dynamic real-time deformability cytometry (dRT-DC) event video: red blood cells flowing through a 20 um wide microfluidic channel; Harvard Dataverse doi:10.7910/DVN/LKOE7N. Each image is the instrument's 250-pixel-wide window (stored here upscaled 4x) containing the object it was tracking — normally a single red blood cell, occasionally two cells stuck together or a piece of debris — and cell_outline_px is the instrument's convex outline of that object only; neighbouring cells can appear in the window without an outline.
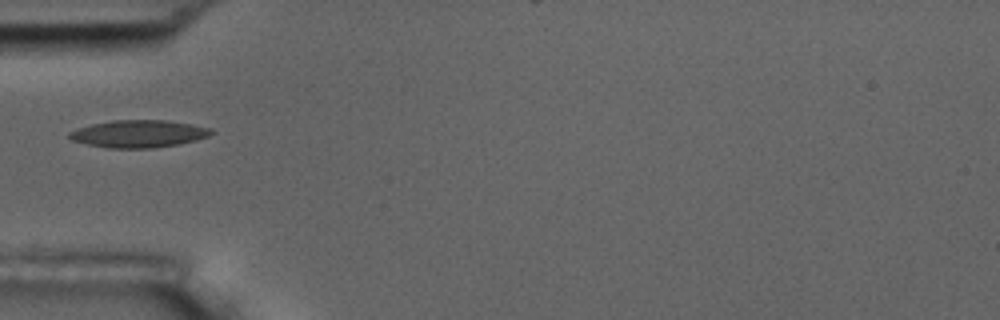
{"species": "common noctule bat (a hibernating species)", "species_latin": "Nyctalus noctula", "temperature_condition": "room temperature", "stored_images_in_passage": 37, "camera_frame_rate_fps": 3000, "um_per_image_px": 0.085, "animal": {"sex": "male", "body_mass_g": 17.5, "forearm_length_mm": 52.3}, "frame": {"image": 1, "passage_image": 1, "time_ms": 0.0, "image_size_px": [1000, 320], "cell_outline_px": [[212, 132], [208, 136], [196, 140], [176, 144], [152, 148], [108, 148], [88, 144], [72, 140], [68, 136], [68, 132], [76, 128], [92, 124], [112, 120], [164, 120], [192, 124], [212, 128]], "centroid_in_image_um": [11.75, 11.36], "position_along_channel_um": 73.2, "area_um2": 22.54}}